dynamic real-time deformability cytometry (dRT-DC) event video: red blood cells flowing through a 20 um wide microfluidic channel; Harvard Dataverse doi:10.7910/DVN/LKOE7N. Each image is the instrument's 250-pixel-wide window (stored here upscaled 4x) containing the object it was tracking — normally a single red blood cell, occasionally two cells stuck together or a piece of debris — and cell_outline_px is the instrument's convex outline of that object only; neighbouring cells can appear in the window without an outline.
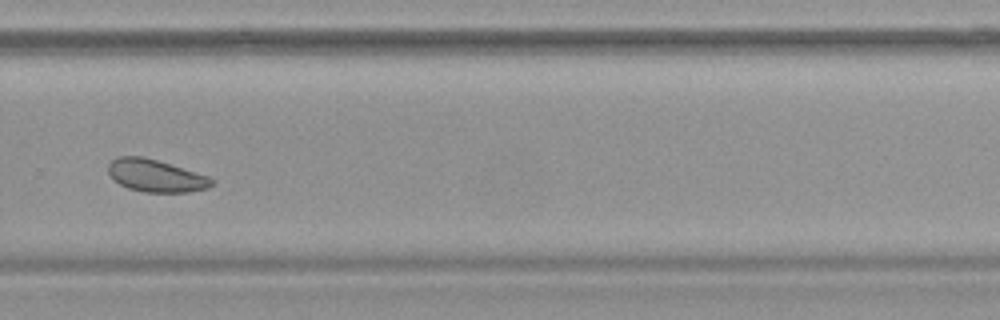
{"species": "common noctule bat (a hibernating species)", "species_latin": "Nyctalus noctula", "temperature_condition": "warm", "stored_images_in_passage": 39, "camera_frame_rate_fps": 3000, "um_per_image_px": 0.085, "animal": {"sex": "female", "body_mass_g": 19.9}, "frame": {"image": 1, "passage_image": 28, "time_ms": 9.0, "image_size_px": [1000, 320], "cell_outline_px": [[216, 184], [208, 188], [188, 192], [144, 192], [128, 188], [112, 180], [108, 172], [108, 164], [116, 156], [140, 156], [156, 160], [208, 176]], "centroid_in_image_um": [13.21, 14.94], "position_along_channel_um": 316.6, "area_um2": 19.48}}